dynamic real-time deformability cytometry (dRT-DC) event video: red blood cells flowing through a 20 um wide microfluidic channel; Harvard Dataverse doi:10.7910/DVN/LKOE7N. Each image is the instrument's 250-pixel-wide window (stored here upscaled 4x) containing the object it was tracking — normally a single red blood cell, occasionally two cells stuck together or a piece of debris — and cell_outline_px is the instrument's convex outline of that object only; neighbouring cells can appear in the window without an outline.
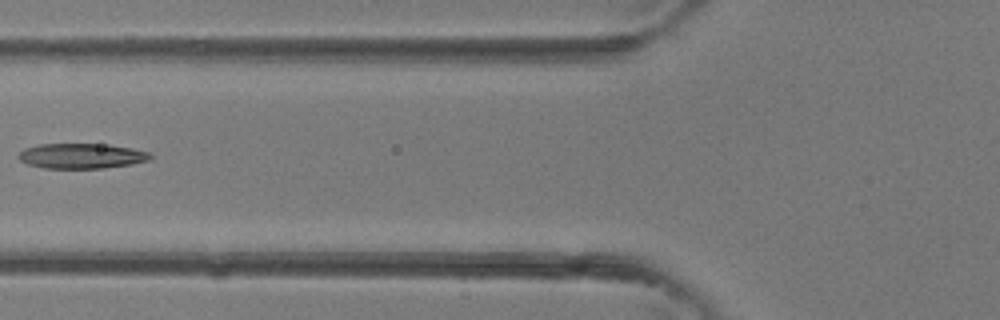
{"species": "common noctule bat (a hibernating species)", "species_latin": "Nyctalus noctula", "temperature_condition": "room temperature", "stored_images_in_passage": 3, "camera_frame_rate_fps": 3000, "um_per_image_px": 0.085, "animal": {"sex": "female"}, "frame": {"image": 1, "passage_image": 3, "time_ms": 0.667, "image_size_px": [1000, 320], "cell_outline_px": [[152, 156], [148, 160], [132, 164], [104, 168], [44, 168], [28, 164], [20, 160], [16, 156], [24, 148], [40, 144], [108, 144], [132, 148], [148, 152]], "centroid_in_image_um": [6.91, 13.25], "position_along_channel_um": 118.9, "area_um2": 19.31}}